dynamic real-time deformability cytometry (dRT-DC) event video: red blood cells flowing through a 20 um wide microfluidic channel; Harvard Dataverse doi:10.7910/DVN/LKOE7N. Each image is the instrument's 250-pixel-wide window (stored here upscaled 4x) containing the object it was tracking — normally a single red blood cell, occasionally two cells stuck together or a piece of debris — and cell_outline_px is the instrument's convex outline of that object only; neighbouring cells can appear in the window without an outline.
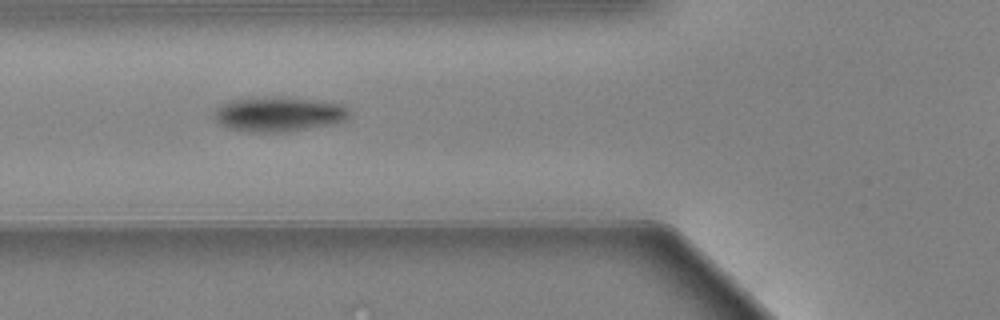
{"species": "Egyptian fruit bat (a non-hibernating species)", "species_latin": "Rousettus aegyptiacus", "temperature_condition": "warm", "stored_images_in_passage": 23, "camera_frame_rate_fps": 3000, "um_per_image_px": 0.085, "animal": {"sex": "female"}, "frame": {"image": 1, "passage_image": 7, "time_ms": 2.0, "image_size_px": [1000, 320], "cell_outline_px": [[348, 120], [328, 124], [300, 128], [232, 128], [224, 124], [216, 116], [216, 108], [224, 104], [240, 100], [308, 100], [340, 104], [348, 108]], "centroid_in_image_um": [23.83, 9.67], "position_along_channel_um": 102.0, "area_um2": 23.47}}
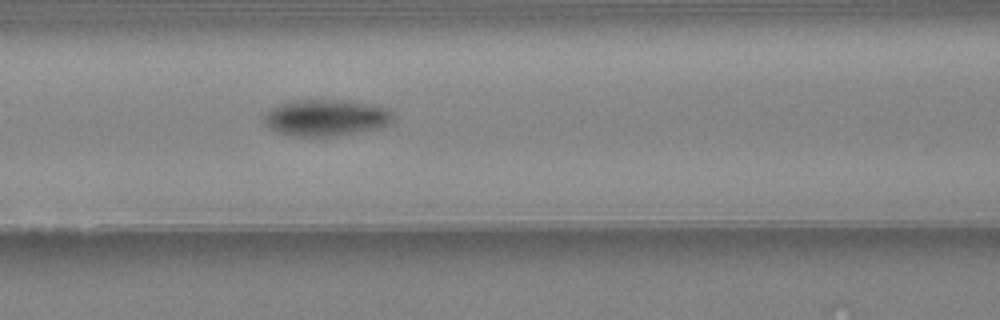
{"frame": {"image": 2, "passage_image": 10, "time_ms": 3.0, "image_size_px": [1000, 320], "cell_outline_px": [[392, 120], [388, 124], [376, 128], [324, 136], [292, 136], [280, 132], [272, 128], [264, 120], [276, 108], [284, 104], [320, 100], [324, 100], [364, 104], [384, 108], [392, 116]], "centroid_in_image_um": [27.74, 10.04], "position_along_channel_um": 138.9, "area_um2": 25.09}}